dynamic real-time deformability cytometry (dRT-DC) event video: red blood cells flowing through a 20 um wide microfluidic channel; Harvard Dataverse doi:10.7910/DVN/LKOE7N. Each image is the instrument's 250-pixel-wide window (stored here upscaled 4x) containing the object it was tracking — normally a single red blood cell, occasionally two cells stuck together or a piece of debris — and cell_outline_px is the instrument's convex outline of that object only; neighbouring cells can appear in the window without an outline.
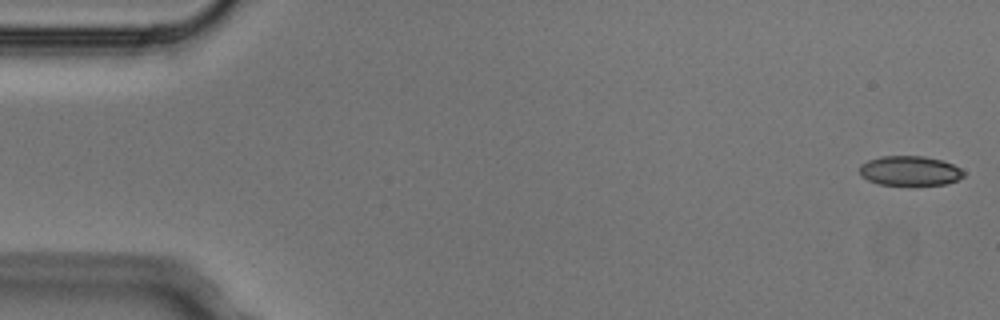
{"species": "Egyptian fruit bat (a non-hibernating species)", "species_latin": "Rousettus aegyptiacus", "temperature_condition": "cold", "stored_images_in_passage": 4, "camera_frame_rate_fps": 3000, "um_per_image_px": 0.085, "animal": {"sex": "male"}, "frame": {"image": 1, "passage_image": 1, "time_ms": 0.0, "image_size_px": [1000, 320], "cell_outline_px": [[964, 176], [956, 180], [944, 184], [880, 184], [868, 180], [860, 176], [860, 164], [868, 160], [880, 156], [924, 156], [940, 160], [952, 164], [960, 168], [964, 172]], "centroid_in_image_um": [77.3, 14.5], "position_along_channel_um": 7.7, "area_um2": 17.74}}
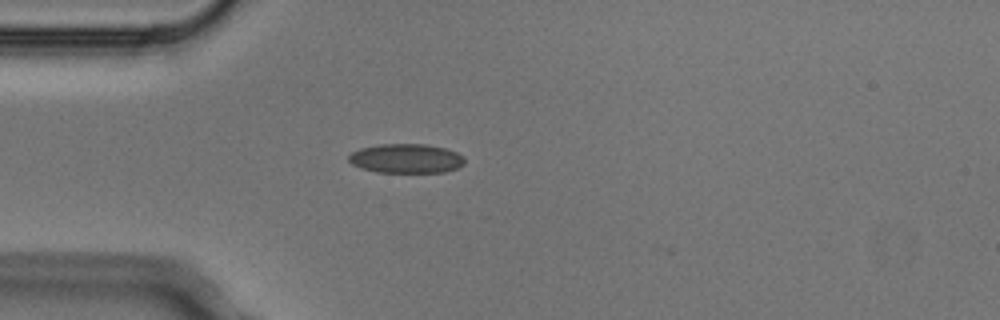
{"frame": {"image": 2, "passage_image": 4, "time_ms": 1.0, "image_size_px": [1000, 320], "cell_outline_px": [[464, 164], [456, 168], [444, 172], [376, 172], [352, 164], [348, 160], [348, 156], [352, 152], [360, 148], [380, 144], [424, 144], [444, 148], [456, 152], [464, 156]], "centroid_in_image_um": [34.52, 13.47], "position_along_channel_um": 50.5, "area_um2": 19.65}}